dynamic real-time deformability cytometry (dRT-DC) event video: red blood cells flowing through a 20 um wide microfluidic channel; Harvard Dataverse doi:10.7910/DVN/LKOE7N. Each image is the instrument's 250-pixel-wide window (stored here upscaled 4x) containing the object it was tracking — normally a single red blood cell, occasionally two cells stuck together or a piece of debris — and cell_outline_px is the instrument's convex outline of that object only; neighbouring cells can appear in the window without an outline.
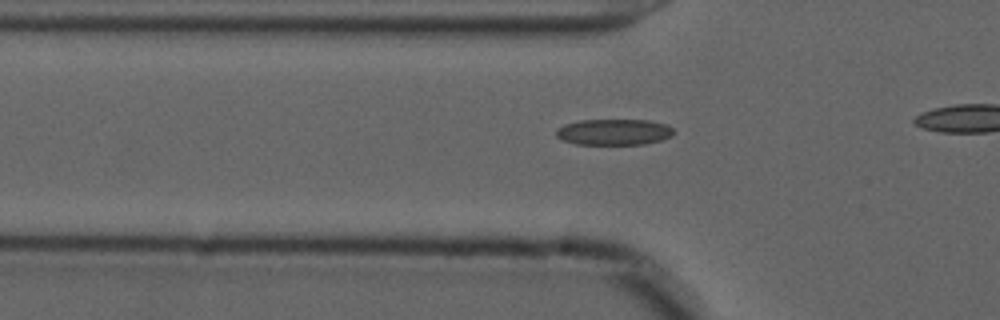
{"species": "common noctule bat (a hibernating species)", "species_latin": "Nyctalus noctula", "temperature_condition": "cold", "stored_images_in_passage": 15, "camera_frame_rate_fps": 3000, "um_per_image_px": 0.085, "animal": {"sex": "male", "forearm_length_mm": 52.5}, "frame": {"image": 1, "passage_image": 9, "time_ms": 2.667, "image_size_px": [1000, 320], "cell_outline_px": [[676, 132], [672, 136], [660, 140], [644, 144], [576, 144], [564, 140], [556, 136], [556, 128], [564, 124], [580, 120], [648, 120], [668, 124]], "centroid_in_image_um": [52.2, 11.21], "position_along_channel_um": 73.6, "area_um2": 17.92}}
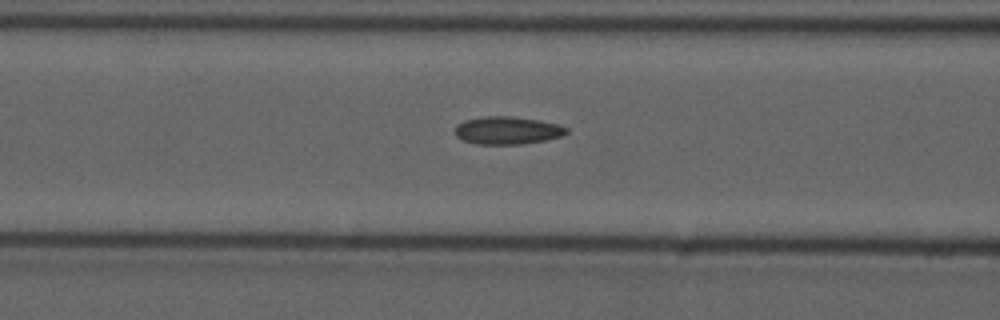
{"frame": {"image": 2, "passage_image": 13, "time_ms": 4.0, "image_size_px": [1000, 320], "cell_outline_px": [[568, 132], [564, 136], [524, 144], [476, 144], [464, 140], [456, 136], [456, 124], [464, 120], [484, 116], [512, 116], [536, 120], [556, 124], [568, 128]], "centroid_in_image_um": [43.12, 11.08], "position_along_channel_um": 123.5, "area_um2": 17.98}}